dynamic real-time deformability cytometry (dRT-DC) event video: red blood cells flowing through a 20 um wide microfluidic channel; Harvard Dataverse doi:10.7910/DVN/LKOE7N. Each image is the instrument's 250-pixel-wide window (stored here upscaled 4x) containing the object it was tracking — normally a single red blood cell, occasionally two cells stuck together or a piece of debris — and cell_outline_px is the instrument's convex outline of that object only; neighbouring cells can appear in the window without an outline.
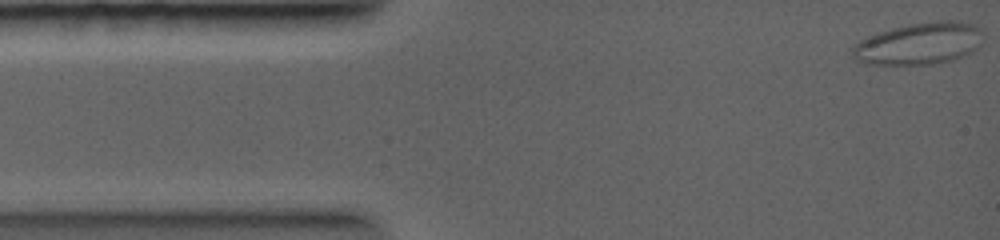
{"species": "common noctule bat (a hibernating species)", "species_latin": "Nyctalus noctula", "temperature_condition": "warm", "stored_images_in_passage": 26, "camera_frame_rate_fps": 5000, "um_per_image_px": 0.085, "animal": {"sex": "female", "body_mass_g": 19.0, "forearm_length_mm": 56.7}, "frame": {"image": 1, "passage_image": 1, "time_ms": 0.0, "image_size_px": [1000, 240], "cell_outline_px": [[980, 44], [972, 52], [952, 60], [932, 64], [864, 64], [852, 60], [848, 48], [860, 40], [876, 32], [908, 24], [936, 20], [968, 20], [980, 28]], "centroid_in_image_um": [78.05, 3.69], "position_along_channel_um": 6.9, "area_um2": 32.6}}
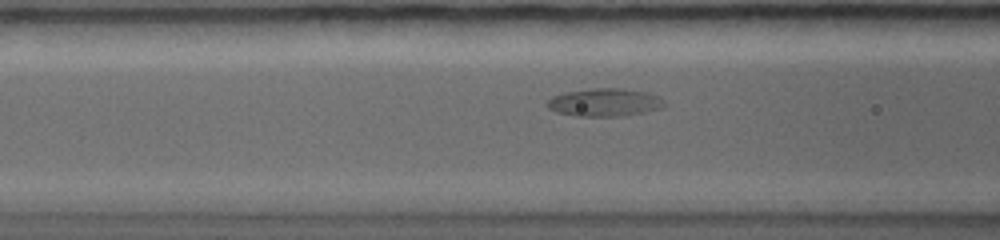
{"frame": {"image": 2, "passage_image": 20, "time_ms": 4.2, "image_size_px": [1000, 240], "cell_outline_px": [[664, 108], [644, 112], [620, 116], [576, 116], [556, 112], [548, 108], [548, 100], [552, 96], [568, 92], [592, 88], [616, 88], [640, 92], [656, 96], [664, 104]], "centroid_in_image_um": [51.33, 8.72], "position_along_channel_um": 115.3, "area_um2": 18.55}}
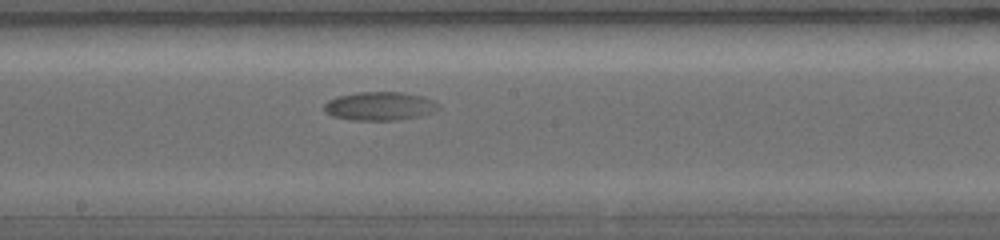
{"frame": {"image": 3, "passage_image": 26, "time_ms": 6.4, "image_size_px": [1000, 240], "cell_outline_px": [[440, 108], [436, 112], [420, 116], [396, 120], [352, 120], [332, 116], [324, 112], [324, 104], [328, 100], [340, 96], [360, 92], [400, 92], [424, 96], [432, 100]], "centroid_in_image_um": [32.28, 9.03], "position_along_channel_um": 215.9, "area_um2": 19.02}}